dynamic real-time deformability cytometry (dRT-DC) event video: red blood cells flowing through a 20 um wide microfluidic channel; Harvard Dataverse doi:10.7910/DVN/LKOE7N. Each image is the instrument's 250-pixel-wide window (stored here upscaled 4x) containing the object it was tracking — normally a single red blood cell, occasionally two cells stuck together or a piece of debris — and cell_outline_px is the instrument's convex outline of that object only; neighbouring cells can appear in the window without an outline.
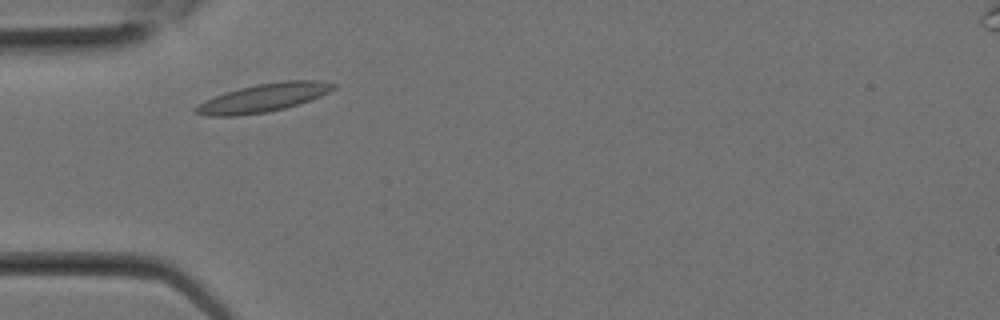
{"species": "Egyptian fruit bat (a non-hibernating species)", "species_latin": "Rousettus aegyptiacus", "temperature_condition": "room temperature", "stored_images_in_passage": 1, "camera_frame_rate_fps": 3000, "um_per_image_px": 0.085, "animal": {"sex": "female"}, "frame": {"image": 1, "passage_image": 1, "time_ms": 0.0, "image_size_px": [1000, 320], "cell_outline_px": [[336, 88], [320, 96], [284, 108], [268, 112], [236, 116], [208, 116], [196, 112], [192, 108], [204, 100], [240, 88], [256, 84], [284, 80], [320, 80], [336, 84]], "centroid_in_image_um": [22.39, 8.3], "position_along_channel_um": 62.6, "area_um2": 22.48}}